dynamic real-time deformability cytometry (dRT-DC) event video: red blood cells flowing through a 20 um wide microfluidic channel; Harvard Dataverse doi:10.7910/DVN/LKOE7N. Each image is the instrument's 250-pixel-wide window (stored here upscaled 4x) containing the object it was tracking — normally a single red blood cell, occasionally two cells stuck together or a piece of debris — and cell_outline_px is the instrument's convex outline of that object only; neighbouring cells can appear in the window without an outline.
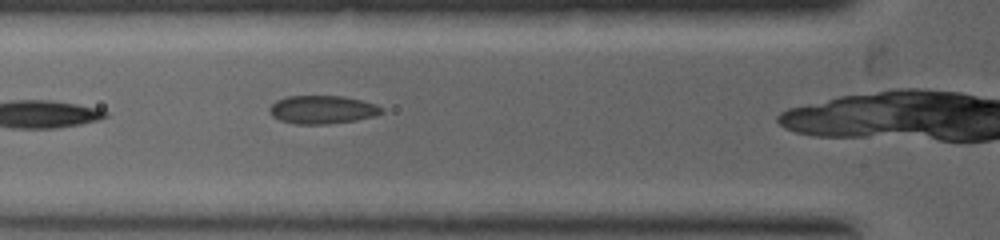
{"species": "common noctule bat (a hibernating species)", "species_latin": "Nyctalus noctula", "temperature_condition": "warm", "stored_images_in_passage": 7, "camera_frame_rate_fps": 5000, "um_per_image_px": 0.085, "animal": {"sex": "female", "body_mass_g": 19.0, "forearm_length_mm": 53.3}, "frame": {"image": 1, "passage_image": 4, "time_ms": 1.0, "image_size_px": [1000, 240], "cell_outline_px": [[384, 112], [376, 116], [356, 120], [328, 124], [296, 124], [280, 120], [272, 116], [268, 112], [268, 108], [276, 100], [288, 96], [344, 96], [376, 104], [384, 108]], "centroid_in_image_um": [27.41, 9.32], "position_along_channel_um": 98.4, "area_um2": 18.61}}
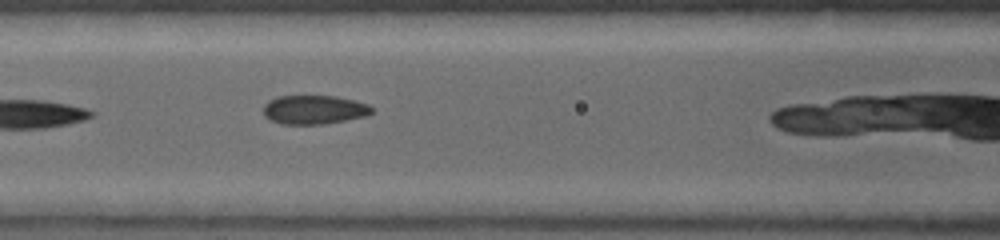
{"frame": {"image": 2, "passage_image": 6, "time_ms": 1.6, "image_size_px": [1000, 240], "cell_outline_px": [[372, 112], [368, 116], [324, 124], [280, 124], [268, 120], [264, 116], [264, 104], [268, 100], [276, 96], [336, 96], [368, 104], [372, 108]], "centroid_in_image_um": [26.66, 9.33], "position_along_channel_um": 139.9, "area_um2": 18.44}}